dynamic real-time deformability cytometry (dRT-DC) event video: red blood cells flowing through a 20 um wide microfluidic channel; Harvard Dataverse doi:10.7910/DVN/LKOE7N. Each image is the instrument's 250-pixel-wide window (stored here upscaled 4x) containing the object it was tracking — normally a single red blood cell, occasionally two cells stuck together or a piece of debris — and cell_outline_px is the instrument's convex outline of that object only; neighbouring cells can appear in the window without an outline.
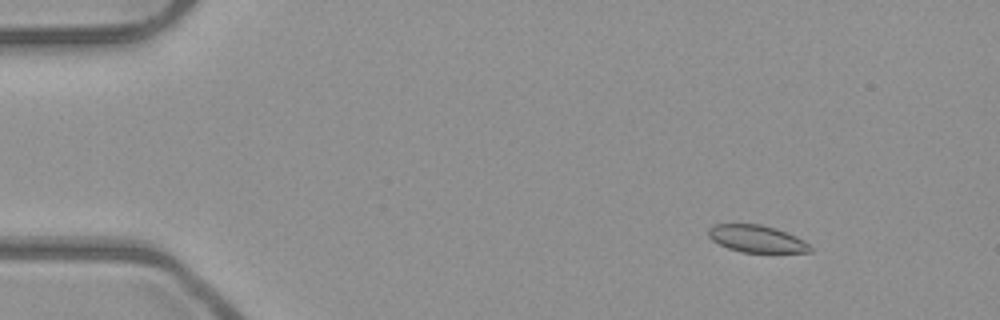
{"species": "common noctule bat (a hibernating species)", "species_latin": "Nyctalus noctula", "temperature_condition": "room temperature", "stored_images_in_passage": 53, "camera_frame_rate_fps": 3000, "um_per_image_px": 0.085, "animal": {"sex": "male", "body_mass_g": 23.1, "forearm_length_mm": 52.7}, "frame": {"image": 1, "passage_image": 7, "time_ms": 2.0, "image_size_px": [1000, 320], "cell_outline_px": [[812, 252], [740, 252], [728, 248], [712, 240], [708, 236], [708, 228], [712, 224], [760, 224], [776, 228], [796, 236], [804, 240], [812, 248]], "centroid_in_image_um": [64.3, 20.29], "position_along_channel_um": 20.7, "area_um2": 16.13}}
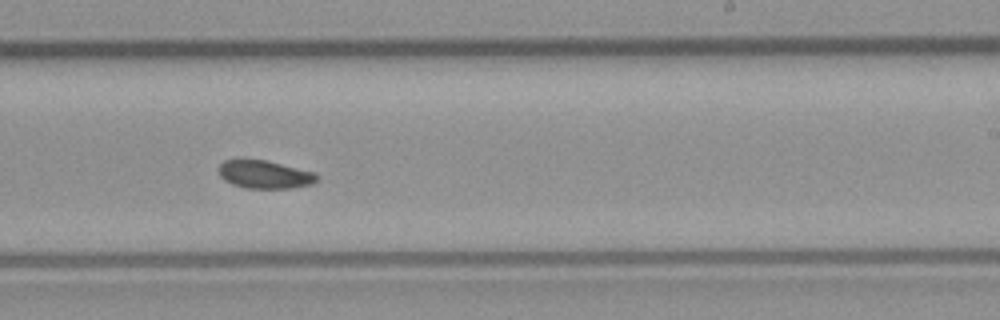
{"frame": {"image": 2, "passage_image": 33, "time_ms": 10.667, "image_size_px": [1000, 320], "cell_outline_px": [[316, 180], [312, 184], [292, 188], [248, 188], [232, 184], [224, 180], [220, 176], [220, 164], [224, 160], [236, 156], [240, 156], [268, 160], [316, 172]], "centroid_in_image_um": [22.45, 14.77], "position_along_channel_um": 266.6, "area_um2": 16.65}}
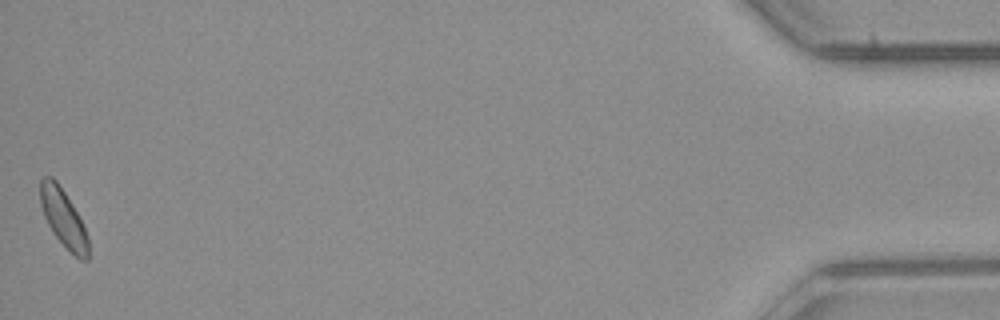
{"frame": {"image": 3, "passage_image": 53, "time_ms": 17.333, "image_size_px": [1000, 320], "cell_outline_px": [[88, 260], [80, 260], [52, 232], [44, 216], [40, 204], [40, 176], [52, 176], [56, 180], [72, 204], [88, 236]], "centroid_in_image_um": [5.35, 18.49], "position_along_channel_um": 429.8, "area_um2": 15.78}, "authors_computed_cell_mechanics": {"area_um2": 16.6464, "velocity_mm_per_s": 3.9364, "shape_relaxation_time_tau1_ms": 2.8014, "shape_relaxation_time_tau2_ms": 4.2089, "deformation_change_tau1": 0.0719, "deformation_change_tau2": 0.0676}}